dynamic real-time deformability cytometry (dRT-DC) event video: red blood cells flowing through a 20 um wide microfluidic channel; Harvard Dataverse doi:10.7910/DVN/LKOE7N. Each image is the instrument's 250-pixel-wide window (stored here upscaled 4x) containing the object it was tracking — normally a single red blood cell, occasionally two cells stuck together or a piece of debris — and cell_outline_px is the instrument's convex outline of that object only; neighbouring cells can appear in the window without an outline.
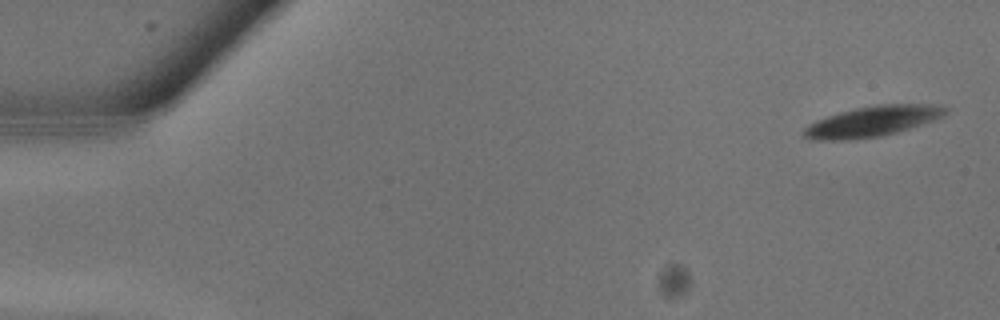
{"species": "common noctule bat (a hibernating species)", "species_latin": "Nyctalus noctula", "temperature_condition": "warm", "stored_images_in_passage": 13, "camera_frame_rate_fps": 3000, "um_per_image_px": 0.085, "animal": {"sex": "male", "body_mass_g": 13.3}, "frame": {"image": 1, "passage_image": 1, "time_ms": 0.0, "image_size_px": [1000, 320], "cell_outline_px": [[948, 112], [944, 116], [936, 120], [896, 132], [880, 136], [848, 140], [808, 140], [800, 132], [808, 124], [816, 120], [840, 112], [856, 108], [876, 104], [928, 104], [948, 108]], "centroid_in_image_um": [74.13, 10.32], "position_along_channel_um": 10.9, "area_um2": 25.26}}
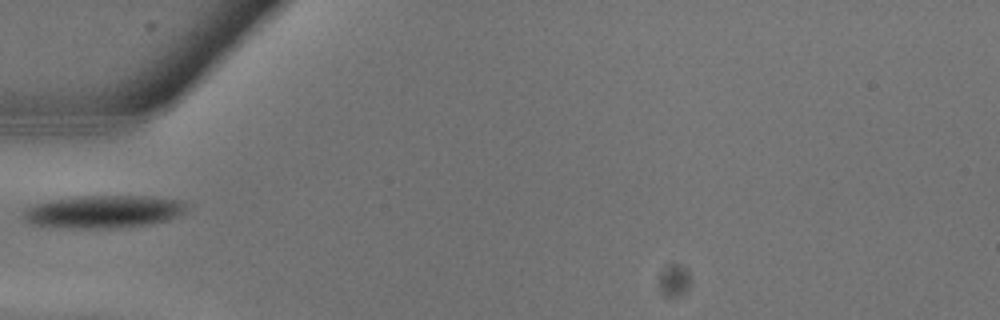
{"frame": {"image": 2, "passage_image": 9, "time_ms": 2.667, "image_size_px": [1000, 320], "cell_outline_px": [[188, 204], [176, 216], [168, 220], [148, 224], [124, 228], [56, 228], [28, 224], [20, 216], [28, 208], [36, 204], [56, 200], [84, 196], [144, 196], [184, 200]], "centroid_in_image_um": [8.76, 18.01], "position_along_channel_um": 76.2, "area_um2": 31.1}}
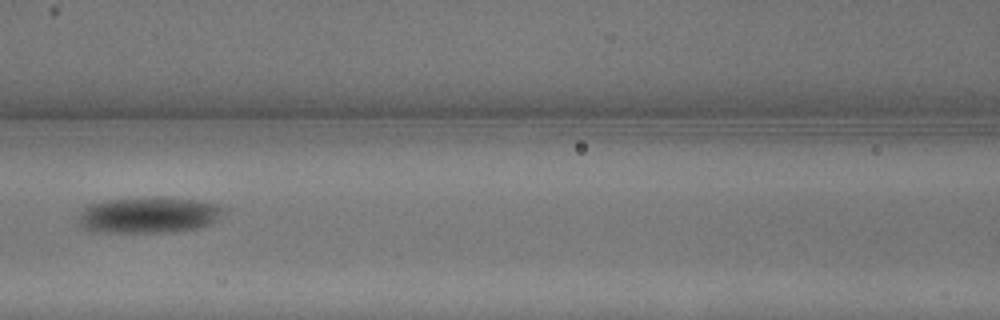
{"frame": {"image": 3, "passage_image": 12, "time_ms": 3.667, "image_size_px": [1000, 320], "cell_outline_px": [[224, 212], [212, 224], [200, 228], [176, 232], [92, 232], [84, 228], [80, 224], [80, 212], [88, 204], [104, 200], [192, 200], [216, 204], [224, 208]], "centroid_in_image_um": [12.63, 18.34], "position_along_channel_um": 154.0, "area_um2": 29.54}}